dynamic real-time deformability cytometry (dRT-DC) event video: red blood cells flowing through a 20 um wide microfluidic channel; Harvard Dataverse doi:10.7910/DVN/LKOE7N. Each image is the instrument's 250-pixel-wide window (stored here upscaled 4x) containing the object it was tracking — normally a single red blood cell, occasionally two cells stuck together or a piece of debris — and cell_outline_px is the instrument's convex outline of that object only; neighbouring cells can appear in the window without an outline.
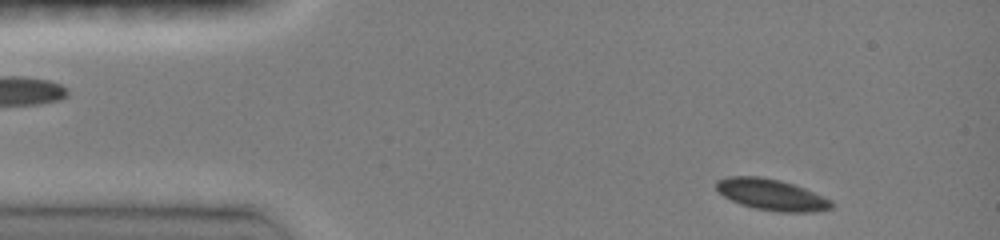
{"species": "common noctule bat (a hibernating species)", "species_latin": "Nyctalus noctula", "temperature_condition": "room temperature", "stored_images_in_passage": 11, "camera_frame_rate_fps": 3000, "um_per_image_px": 0.085, "animal": {"sex": "female", "body_mass_g": 19.0, "forearm_length_mm": 51.5}, "frame": {"image": 1, "passage_image": 1, "time_ms": 0.0, "image_size_px": [1000, 240], "cell_outline_px": [[832, 208], [812, 212], [776, 212], [752, 208], [740, 204], [724, 196], [716, 188], [716, 180], [728, 176], [760, 176], [780, 180], [804, 188], [824, 196], [832, 200]], "centroid_in_image_um": [65.57, 16.55], "position_along_channel_um": 19.4, "area_um2": 21.04}}